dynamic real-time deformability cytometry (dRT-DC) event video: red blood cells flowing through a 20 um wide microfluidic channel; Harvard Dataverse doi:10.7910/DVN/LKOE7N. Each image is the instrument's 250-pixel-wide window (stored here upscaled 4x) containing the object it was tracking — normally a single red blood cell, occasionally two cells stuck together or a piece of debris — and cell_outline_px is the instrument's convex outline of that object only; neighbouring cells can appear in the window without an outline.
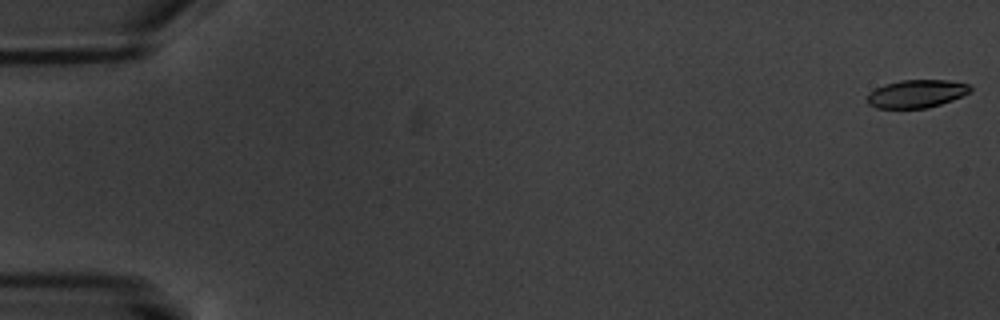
{"species": "common noctule bat (a hibernating species)", "species_latin": "Nyctalus noctula", "temperature_condition": "warm", "stored_images_in_passage": 5, "camera_frame_rate_fps": 3000, "um_per_image_px": 0.085, "animal": {"sex": "male", "body_mass_g": 20.1, "forearm_length_mm": 53.5}, "frame": {"image": 1, "passage_image": 1, "time_ms": 0.0, "image_size_px": [1000, 320], "cell_outline_px": [[972, 92], [952, 100], [928, 108], [876, 108], [868, 104], [864, 100], [868, 92], [884, 84], [900, 80], [948, 80], [968, 84], [972, 88]], "centroid_in_image_um": [77.87, 7.97], "position_along_channel_um": 7.1, "area_um2": 17.05}}
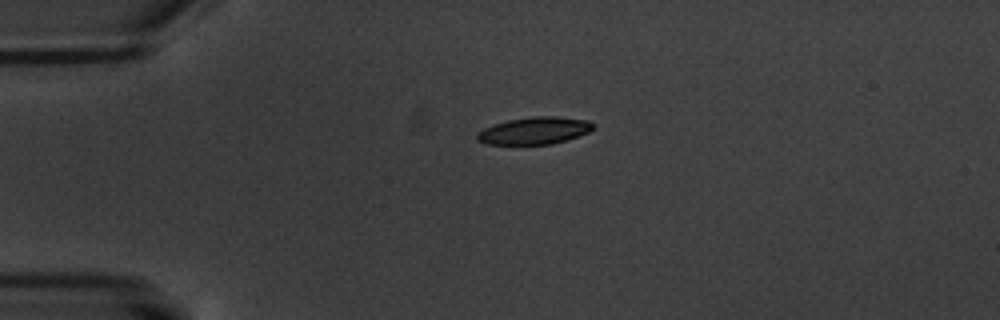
{"frame": {"image": 2, "passage_image": 4, "time_ms": 4.667, "image_size_px": [1000, 320], "cell_outline_px": [[596, 128], [588, 132], [552, 144], [488, 144], [476, 140], [476, 136], [484, 128], [508, 120], [532, 116], [556, 116], [588, 120], [596, 124]], "centroid_in_image_um": [45.47, 11.09], "position_along_channel_um": 39.5, "area_um2": 18.26}}